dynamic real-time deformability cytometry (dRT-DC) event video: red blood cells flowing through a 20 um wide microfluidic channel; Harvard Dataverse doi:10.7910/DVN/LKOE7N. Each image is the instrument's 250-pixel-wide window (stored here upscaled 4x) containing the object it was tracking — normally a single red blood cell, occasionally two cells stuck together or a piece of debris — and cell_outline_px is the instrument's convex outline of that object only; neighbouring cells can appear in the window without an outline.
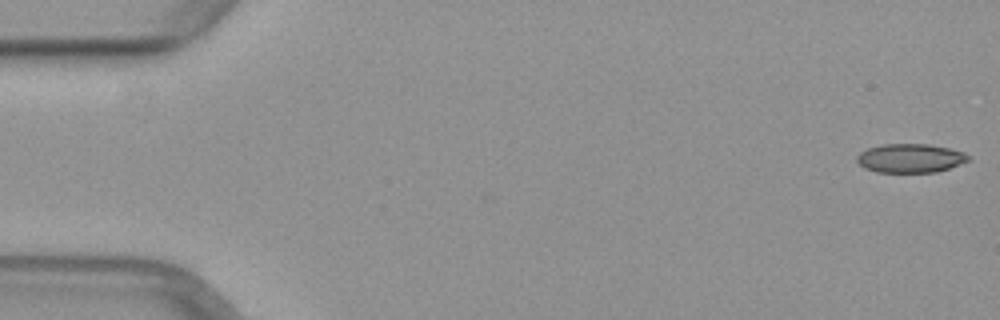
{"species": "common noctule bat (a hibernating species)", "species_latin": "Nyctalus noctula", "temperature_condition": "warm", "stored_images_in_passage": 28, "camera_frame_rate_fps": 3000, "um_per_image_px": 0.085, "animal": {"sex": "female", "body_mass_g": 29.2, "forearm_length_mm": 56.3}, "frame": {"image": 1, "passage_image": 1, "time_ms": 0.0, "image_size_px": [1000, 320], "cell_outline_px": [[972, 160], [936, 172], [876, 172], [864, 168], [856, 160], [856, 156], [860, 152], [868, 148], [880, 144], [928, 144], [948, 148], [964, 152]], "centroid_in_image_um": [77.36, 13.44], "position_along_channel_um": 7.6, "area_um2": 18.79}}
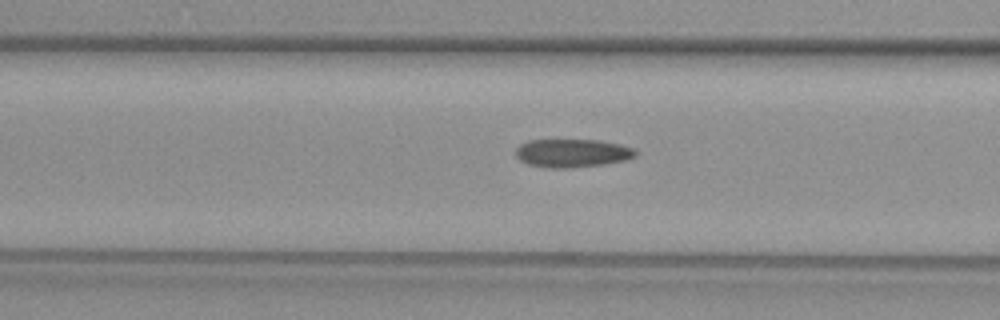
{"frame": {"image": 2, "passage_image": 20, "time_ms": 6.333, "image_size_px": [1000, 320], "cell_outline_px": [[640, 152], [636, 156], [628, 160], [604, 164], [568, 168], [544, 168], [528, 164], [520, 160], [516, 156], [516, 148], [520, 144], [528, 140], [600, 140], [620, 144], [636, 148]], "centroid_in_image_um": [48.69, 13.01], "position_along_channel_um": 117.9, "area_um2": 20.11}}
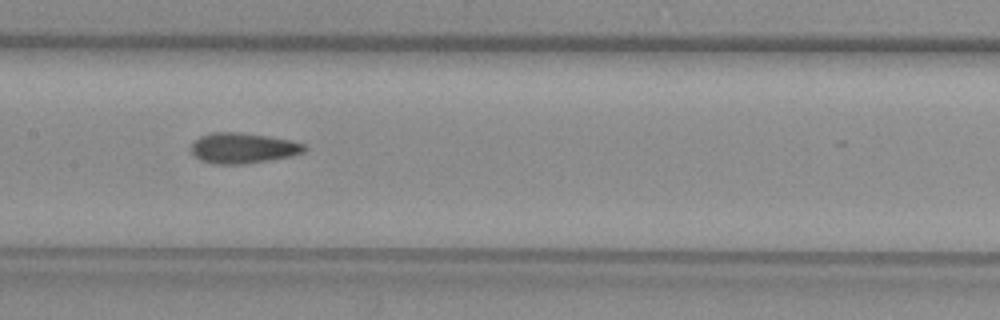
{"frame": {"image": 3, "passage_image": 25, "time_ms": 8.0, "image_size_px": [1000, 320], "cell_outline_px": [[308, 148], [304, 152], [292, 156], [244, 164], [212, 164], [200, 160], [192, 152], [192, 144], [200, 136], [212, 132], [240, 132], [268, 136], [292, 140], [304, 144]], "centroid_in_image_um": [20.68, 12.58], "position_along_channel_um": 186.7, "area_um2": 20.17}}